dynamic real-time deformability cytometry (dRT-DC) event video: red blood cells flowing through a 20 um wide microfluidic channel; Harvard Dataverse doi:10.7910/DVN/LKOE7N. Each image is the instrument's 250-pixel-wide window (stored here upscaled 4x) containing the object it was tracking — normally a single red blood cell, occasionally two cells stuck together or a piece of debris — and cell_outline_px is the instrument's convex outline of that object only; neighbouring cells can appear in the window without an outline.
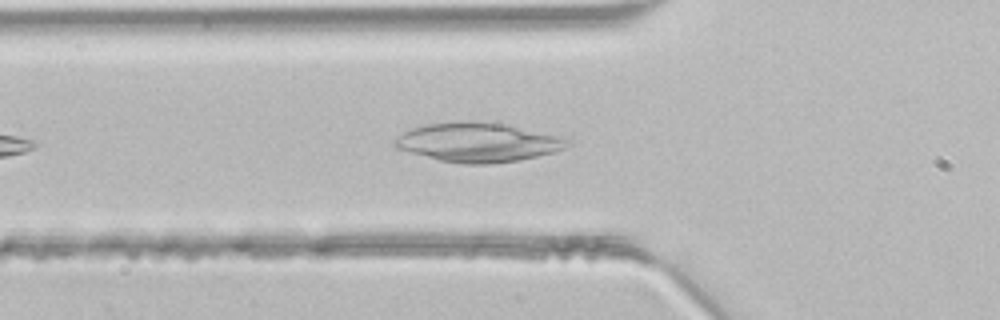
{"species": "common noctule bat (a hibernating species)", "species_latin": "Nyctalus noctula", "temperature_condition": "room temperature", "stored_images_in_passage": 23, "camera_frame_rate_fps": 3000, "um_per_image_px": 0.085, "animal": {"sex": "male", "body_mass_g": 21.5, "forearm_length_mm": 52.0}, "frame": {"image": 1, "passage_image": 6, "time_ms": 1.667, "image_size_px": [1000, 320], "cell_outline_px": [[572, 144], [564, 148], [552, 152], [520, 160], [488, 164], [460, 164], [440, 160], [396, 148], [392, 144], [396, 136], [412, 128], [428, 124], [456, 120], [476, 120], [504, 124], [568, 140]], "centroid_in_image_um": [40.52, 12.09], "position_along_channel_um": 85.3, "area_um2": 39.02}}
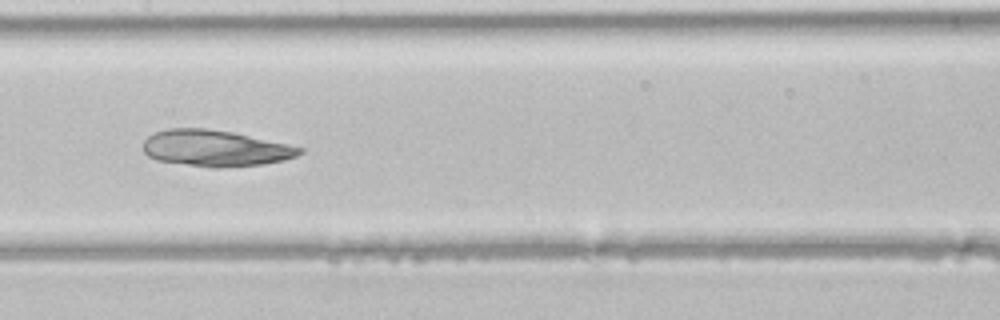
{"frame": {"image": 2, "passage_image": 13, "time_ms": 4.0, "image_size_px": [1000, 320], "cell_outline_px": [[304, 152], [296, 156], [284, 160], [264, 164], [220, 168], [212, 168], [156, 160], [148, 156], [144, 152], [144, 140], [148, 136], [156, 132], [168, 128], [208, 128], [232, 132], [304, 148]], "centroid_in_image_um": [18.29, 12.61], "position_along_channel_um": 189.1, "area_um2": 33.06}}
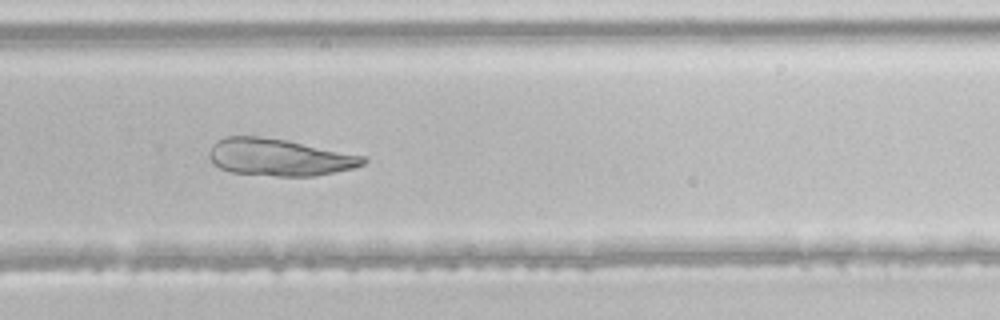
{"frame": {"image": 3, "passage_image": 21, "time_ms": 6.667, "image_size_px": [1000, 320], "cell_outline_px": [[368, 160], [364, 164], [352, 168], [312, 176], [276, 176], [232, 172], [220, 168], [212, 164], [208, 156], [208, 152], [212, 144], [216, 140], [224, 136], [256, 136], [288, 140], [364, 156]], "centroid_in_image_um": [23.67, 13.36], "position_along_channel_um": 306.1, "area_um2": 33.29}}